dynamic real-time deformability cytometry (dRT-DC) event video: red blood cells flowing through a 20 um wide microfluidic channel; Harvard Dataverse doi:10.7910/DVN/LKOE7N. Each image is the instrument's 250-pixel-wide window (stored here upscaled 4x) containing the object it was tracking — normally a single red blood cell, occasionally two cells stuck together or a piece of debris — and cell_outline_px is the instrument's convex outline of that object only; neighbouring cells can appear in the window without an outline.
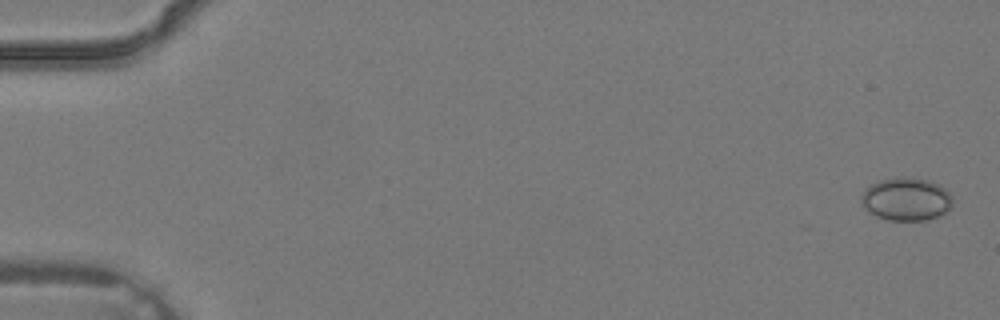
{"species": "common noctule bat (a hibernating species)", "species_latin": "Nyctalus noctula", "temperature_condition": "warm", "stored_images_in_passage": 5, "camera_frame_rate_fps": 3000, "um_per_image_px": 0.085, "animal": {"sex": "male", "body_mass_g": 19.2, "forearm_length_mm": 51.8}, "frame": {"image": 1, "passage_image": 1, "time_ms": 0.0, "image_size_px": [1000, 320], "cell_outline_px": [[952, 204], [940, 216], [924, 220], [888, 220], [876, 216], [864, 208], [860, 200], [860, 196], [864, 188], [880, 180], [896, 176], [904, 176], [928, 180], [940, 184], [952, 196]], "centroid_in_image_um": [77.0, 16.91], "position_along_channel_um": 8.0, "area_um2": 23.12}}